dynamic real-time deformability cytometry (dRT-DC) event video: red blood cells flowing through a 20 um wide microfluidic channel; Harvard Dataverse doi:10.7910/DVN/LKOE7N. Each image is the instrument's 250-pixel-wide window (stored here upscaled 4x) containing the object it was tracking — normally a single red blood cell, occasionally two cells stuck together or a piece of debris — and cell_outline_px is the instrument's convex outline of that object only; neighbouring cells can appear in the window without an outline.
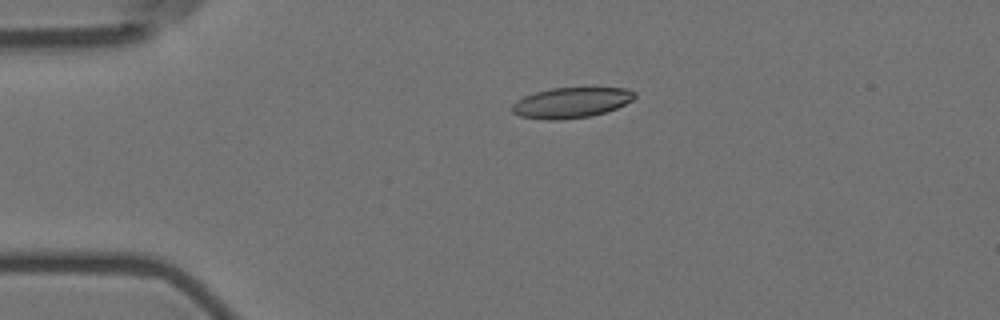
{"species": "Egyptian fruit bat (a non-hibernating species)", "species_latin": "Rousettus aegyptiacus", "temperature_condition": "room temperature", "stored_images_in_passage": 2, "camera_frame_rate_fps": 3000, "um_per_image_px": 0.085, "animal": {"sex": "female"}, "frame": {"image": 1, "passage_image": 1, "time_ms": 0.0, "image_size_px": [1000, 320], "cell_outline_px": [[636, 96], [632, 100], [616, 108], [592, 116], [560, 120], [544, 120], [520, 116], [512, 112], [512, 104], [516, 100], [524, 96], [536, 92], [552, 88], [628, 88], [636, 92]], "centroid_in_image_um": [48.54, 8.73], "position_along_channel_um": 36.5, "area_um2": 21.79}}